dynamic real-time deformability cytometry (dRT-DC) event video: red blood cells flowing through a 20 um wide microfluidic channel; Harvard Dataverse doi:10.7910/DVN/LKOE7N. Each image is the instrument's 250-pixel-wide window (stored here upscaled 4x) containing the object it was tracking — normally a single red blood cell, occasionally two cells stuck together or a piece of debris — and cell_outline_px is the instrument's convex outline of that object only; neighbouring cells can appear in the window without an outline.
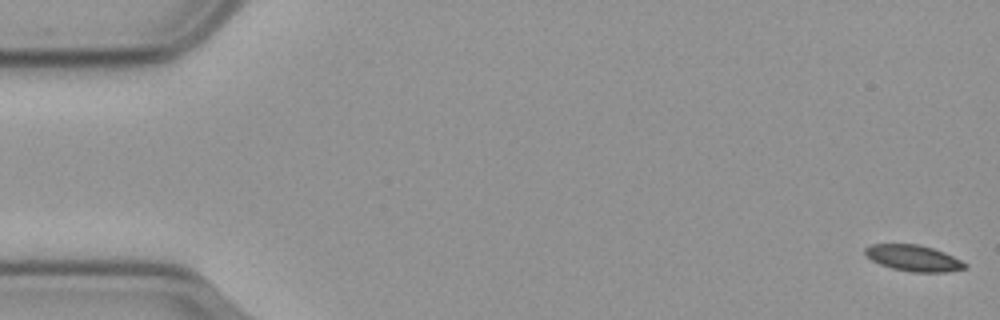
{"species": "common noctule bat (a hibernating species)", "species_latin": "Nyctalus noctula", "temperature_condition": "cold", "stored_images_in_passage": 16, "camera_frame_rate_fps": 3000, "um_per_image_px": 0.085, "animal": {"sex": "male", "body_mass_g": 23.1, "forearm_length_mm": 52.7}, "frame": {"image": 1, "passage_image": 1, "time_ms": 0.0, "image_size_px": [1000, 320], "cell_outline_px": [[968, 268], [944, 272], [912, 272], [892, 268], [880, 264], [872, 260], [864, 252], [864, 248], [872, 244], [916, 244], [932, 248], [944, 252], [968, 264]], "centroid_in_image_um": [77.66, 21.94], "position_along_channel_um": 7.3, "area_um2": 15.09}}